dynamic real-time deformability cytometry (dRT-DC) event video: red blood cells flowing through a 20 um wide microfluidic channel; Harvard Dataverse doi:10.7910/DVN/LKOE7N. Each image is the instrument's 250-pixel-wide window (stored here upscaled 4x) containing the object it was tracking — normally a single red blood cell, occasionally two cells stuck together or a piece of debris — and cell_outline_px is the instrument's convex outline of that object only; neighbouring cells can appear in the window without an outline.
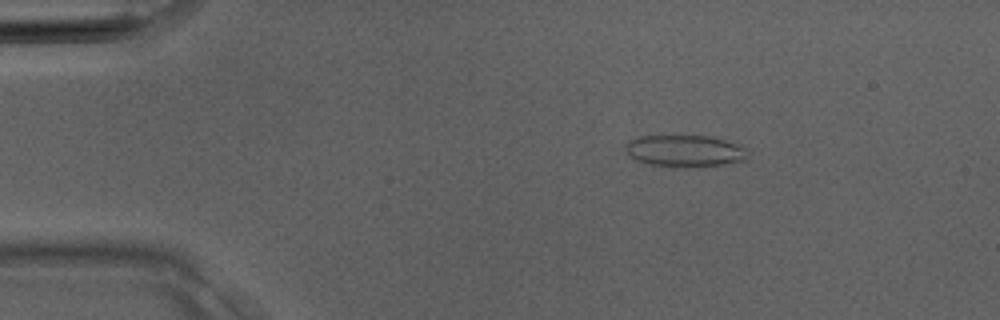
{"species": "Egyptian fruit bat (a non-hibernating species)", "species_latin": "Rousettus aegyptiacus", "temperature_condition": "room temperature", "stored_images_in_passage": 2, "camera_frame_rate_fps": 3000, "um_per_image_px": 0.085, "animal": {"sex": "male"}, "frame": {"image": 1, "passage_image": 1, "time_ms": 0.0, "image_size_px": [1000, 320], "cell_outline_px": [[748, 156], [744, 160], [716, 168], [672, 168], [648, 164], [636, 160], [624, 148], [624, 144], [628, 140], [640, 136], [708, 136], [744, 144]], "centroid_in_image_um": [58.29, 12.87], "position_along_channel_um": 26.7, "area_um2": 23.7}}